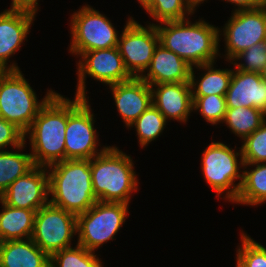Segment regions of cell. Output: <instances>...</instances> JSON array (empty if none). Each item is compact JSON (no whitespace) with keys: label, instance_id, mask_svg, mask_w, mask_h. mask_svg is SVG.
<instances>
[{"label":"cell","instance_id":"obj_1","mask_svg":"<svg viewBox=\"0 0 266 267\" xmlns=\"http://www.w3.org/2000/svg\"><path fill=\"white\" fill-rule=\"evenodd\" d=\"M160 44L173 51L191 67L217 61L220 53L219 27L199 17L156 25Z\"/></svg>","mask_w":266,"mask_h":267},{"label":"cell","instance_id":"obj_2","mask_svg":"<svg viewBox=\"0 0 266 267\" xmlns=\"http://www.w3.org/2000/svg\"><path fill=\"white\" fill-rule=\"evenodd\" d=\"M66 126L67 97L56 92L24 133V141L29 139V150L35 165L48 167L65 160Z\"/></svg>","mask_w":266,"mask_h":267},{"label":"cell","instance_id":"obj_3","mask_svg":"<svg viewBox=\"0 0 266 267\" xmlns=\"http://www.w3.org/2000/svg\"><path fill=\"white\" fill-rule=\"evenodd\" d=\"M90 169L97 201L129 204L139 191L134 160L116 145L90 159Z\"/></svg>","mask_w":266,"mask_h":267},{"label":"cell","instance_id":"obj_4","mask_svg":"<svg viewBox=\"0 0 266 267\" xmlns=\"http://www.w3.org/2000/svg\"><path fill=\"white\" fill-rule=\"evenodd\" d=\"M49 203L74 215L85 213L96 202L90 160L74 159L47 167Z\"/></svg>","mask_w":266,"mask_h":267},{"label":"cell","instance_id":"obj_5","mask_svg":"<svg viewBox=\"0 0 266 267\" xmlns=\"http://www.w3.org/2000/svg\"><path fill=\"white\" fill-rule=\"evenodd\" d=\"M22 72L21 69L0 71V117L25 133L56 91L47 89L39 100Z\"/></svg>","mask_w":266,"mask_h":267},{"label":"cell","instance_id":"obj_6","mask_svg":"<svg viewBox=\"0 0 266 267\" xmlns=\"http://www.w3.org/2000/svg\"><path fill=\"white\" fill-rule=\"evenodd\" d=\"M230 145L212 139L202 153L200 169L206 184L216 193V197L233 203L243 181L241 169L244 161L241 147L235 146L233 149Z\"/></svg>","mask_w":266,"mask_h":267},{"label":"cell","instance_id":"obj_7","mask_svg":"<svg viewBox=\"0 0 266 267\" xmlns=\"http://www.w3.org/2000/svg\"><path fill=\"white\" fill-rule=\"evenodd\" d=\"M67 97V126L65 130V160H90L109 146L101 145L96 118L89 98ZM93 112V113H92ZM99 141V142H98ZM101 148H98V147Z\"/></svg>","mask_w":266,"mask_h":267},{"label":"cell","instance_id":"obj_8","mask_svg":"<svg viewBox=\"0 0 266 267\" xmlns=\"http://www.w3.org/2000/svg\"><path fill=\"white\" fill-rule=\"evenodd\" d=\"M69 19L71 41L68 52L72 56L79 58L83 52L118 46L121 33L112 20L95 7L85 3Z\"/></svg>","mask_w":266,"mask_h":267},{"label":"cell","instance_id":"obj_9","mask_svg":"<svg viewBox=\"0 0 266 267\" xmlns=\"http://www.w3.org/2000/svg\"><path fill=\"white\" fill-rule=\"evenodd\" d=\"M129 204L97 201L77 215V244L96 252L115 236L130 215Z\"/></svg>","mask_w":266,"mask_h":267},{"label":"cell","instance_id":"obj_10","mask_svg":"<svg viewBox=\"0 0 266 267\" xmlns=\"http://www.w3.org/2000/svg\"><path fill=\"white\" fill-rule=\"evenodd\" d=\"M231 13L229 20L219 28V39L223 37L225 44V54L219 57H224L227 63L256 43L266 41V5Z\"/></svg>","mask_w":266,"mask_h":267},{"label":"cell","instance_id":"obj_11","mask_svg":"<svg viewBox=\"0 0 266 267\" xmlns=\"http://www.w3.org/2000/svg\"><path fill=\"white\" fill-rule=\"evenodd\" d=\"M77 216L48 203L36 211L31 239L49 256L74 246ZM74 239V240H73Z\"/></svg>","mask_w":266,"mask_h":267},{"label":"cell","instance_id":"obj_12","mask_svg":"<svg viewBox=\"0 0 266 267\" xmlns=\"http://www.w3.org/2000/svg\"><path fill=\"white\" fill-rule=\"evenodd\" d=\"M76 62L77 85L74 96L89 98L86 78L111 86L125 82L133 77L127 71L118 47L83 52Z\"/></svg>","mask_w":266,"mask_h":267},{"label":"cell","instance_id":"obj_13","mask_svg":"<svg viewBox=\"0 0 266 267\" xmlns=\"http://www.w3.org/2000/svg\"><path fill=\"white\" fill-rule=\"evenodd\" d=\"M123 28L117 47L129 74L140 78L149 67L160 43L156 25L146 23L143 26L129 15Z\"/></svg>","mask_w":266,"mask_h":267},{"label":"cell","instance_id":"obj_14","mask_svg":"<svg viewBox=\"0 0 266 267\" xmlns=\"http://www.w3.org/2000/svg\"><path fill=\"white\" fill-rule=\"evenodd\" d=\"M36 13L27 10L4 9L0 13V71L20 70L18 63L11 60L34 26ZM10 63V64H8Z\"/></svg>","mask_w":266,"mask_h":267},{"label":"cell","instance_id":"obj_15","mask_svg":"<svg viewBox=\"0 0 266 267\" xmlns=\"http://www.w3.org/2000/svg\"><path fill=\"white\" fill-rule=\"evenodd\" d=\"M0 199L11 207L38 211L49 203V174L47 167L35 165L17 178Z\"/></svg>","mask_w":266,"mask_h":267},{"label":"cell","instance_id":"obj_16","mask_svg":"<svg viewBox=\"0 0 266 267\" xmlns=\"http://www.w3.org/2000/svg\"><path fill=\"white\" fill-rule=\"evenodd\" d=\"M152 104L168 122L187 124L193 112L190 82L151 85Z\"/></svg>","mask_w":266,"mask_h":267},{"label":"cell","instance_id":"obj_17","mask_svg":"<svg viewBox=\"0 0 266 267\" xmlns=\"http://www.w3.org/2000/svg\"><path fill=\"white\" fill-rule=\"evenodd\" d=\"M108 87L127 129L152 104L151 87L141 78L133 77Z\"/></svg>","mask_w":266,"mask_h":267},{"label":"cell","instance_id":"obj_18","mask_svg":"<svg viewBox=\"0 0 266 267\" xmlns=\"http://www.w3.org/2000/svg\"><path fill=\"white\" fill-rule=\"evenodd\" d=\"M225 98L227 108L254 107L266 114V82L259 73L233 68Z\"/></svg>","mask_w":266,"mask_h":267},{"label":"cell","instance_id":"obj_19","mask_svg":"<svg viewBox=\"0 0 266 267\" xmlns=\"http://www.w3.org/2000/svg\"><path fill=\"white\" fill-rule=\"evenodd\" d=\"M190 71L191 66L188 63L159 43L149 67L140 78L150 86L161 83L190 82Z\"/></svg>","mask_w":266,"mask_h":267},{"label":"cell","instance_id":"obj_20","mask_svg":"<svg viewBox=\"0 0 266 267\" xmlns=\"http://www.w3.org/2000/svg\"><path fill=\"white\" fill-rule=\"evenodd\" d=\"M0 267H50V256L31 238L5 241L0 244Z\"/></svg>","mask_w":266,"mask_h":267},{"label":"cell","instance_id":"obj_21","mask_svg":"<svg viewBox=\"0 0 266 267\" xmlns=\"http://www.w3.org/2000/svg\"><path fill=\"white\" fill-rule=\"evenodd\" d=\"M216 62L191 67L190 85L192 96L226 95L233 69H218L215 66ZM197 71H201V75H195Z\"/></svg>","mask_w":266,"mask_h":267},{"label":"cell","instance_id":"obj_22","mask_svg":"<svg viewBox=\"0 0 266 267\" xmlns=\"http://www.w3.org/2000/svg\"><path fill=\"white\" fill-rule=\"evenodd\" d=\"M0 240L30 239L34 230L36 210L11 207L0 199Z\"/></svg>","mask_w":266,"mask_h":267},{"label":"cell","instance_id":"obj_23","mask_svg":"<svg viewBox=\"0 0 266 267\" xmlns=\"http://www.w3.org/2000/svg\"><path fill=\"white\" fill-rule=\"evenodd\" d=\"M234 203L252 207L266 203V163H244L243 181Z\"/></svg>","mask_w":266,"mask_h":267},{"label":"cell","instance_id":"obj_24","mask_svg":"<svg viewBox=\"0 0 266 267\" xmlns=\"http://www.w3.org/2000/svg\"><path fill=\"white\" fill-rule=\"evenodd\" d=\"M26 143L24 141L19 147L0 151V196L11 183L35 166L30 152H23L28 147Z\"/></svg>","mask_w":266,"mask_h":267},{"label":"cell","instance_id":"obj_25","mask_svg":"<svg viewBox=\"0 0 266 267\" xmlns=\"http://www.w3.org/2000/svg\"><path fill=\"white\" fill-rule=\"evenodd\" d=\"M266 121V114L254 107L227 108L224 124L230 133L242 142L247 136L259 129Z\"/></svg>","mask_w":266,"mask_h":267},{"label":"cell","instance_id":"obj_26","mask_svg":"<svg viewBox=\"0 0 266 267\" xmlns=\"http://www.w3.org/2000/svg\"><path fill=\"white\" fill-rule=\"evenodd\" d=\"M197 8L198 5L193 0H154L146 14L156 23H146L157 25L158 22L185 20L194 15Z\"/></svg>","mask_w":266,"mask_h":267},{"label":"cell","instance_id":"obj_27","mask_svg":"<svg viewBox=\"0 0 266 267\" xmlns=\"http://www.w3.org/2000/svg\"><path fill=\"white\" fill-rule=\"evenodd\" d=\"M167 124L163 114L151 104L128 129H135L139 147L144 149L162 135Z\"/></svg>","mask_w":266,"mask_h":267},{"label":"cell","instance_id":"obj_28","mask_svg":"<svg viewBox=\"0 0 266 267\" xmlns=\"http://www.w3.org/2000/svg\"><path fill=\"white\" fill-rule=\"evenodd\" d=\"M74 247L59 250L50 256V267H104L98 253L74 243Z\"/></svg>","mask_w":266,"mask_h":267},{"label":"cell","instance_id":"obj_29","mask_svg":"<svg viewBox=\"0 0 266 267\" xmlns=\"http://www.w3.org/2000/svg\"><path fill=\"white\" fill-rule=\"evenodd\" d=\"M192 100L193 112L200 113L207 124L216 126L223 123L227 111L225 95L192 96Z\"/></svg>","mask_w":266,"mask_h":267},{"label":"cell","instance_id":"obj_30","mask_svg":"<svg viewBox=\"0 0 266 267\" xmlns=\"http://www.w3.org/2000/svg\"><path fill=\"white\" fill-rule=\"evenodd\" d=\"M236 250V263L241 267H266V247L242 229Z\"/></svg>","mask_w":266,"mask_h":267},{"label":"cell","instance_id":"obj_31","mask_svg":"<svg viewBox=\"0 0 266 267\" xmlns=\"http://www.w3.org/2000/svg\"><path fill=\"white\" fill-rule=\"evenodd\" d=\"M229 63L234 69L260 74L266 64V41L256 43L237 54Z\"/></svg>","mask_w":266,"mask_h":267},{"label":"cell","instance_id":"obj_32","mask_svg":"<svg viewBox=\"0 0 266 267\" xmlns=\"http://www.w3.org/2000/svg\"><path fill=\"white\" fill-rule=\"evenodd\" d=\"M241 143L244 163H266V121Z\"/></svg>","mask_w":266,"mask_h":267},{"label":"cell","instance_id":"obj_33","mask_svg":"<svg viewBox=\"0 0 266 267\" xmlns=\"http://www.w3.org/2000/svg\"><path fill=\"white\" fill-rule=\"evenodd\" d=\"M24 143V133L13 123L0 117V151L19 147Z\"/></svg>","mask_w":266,"mask_h":267},{"label":"cell","instance_id":"obj_34","mask_svg":"<svg viewBox=\"0 0 266 267\" xmlns=\"http://www.w3.org/2000/svg\"><path fill=\"white\" fill-rule=\"evenodd\" d=\"M222 1L234 5L235 7L232 11L255 9L264 7L266 5V0H222Z\"/></svg>","mask_w":266,"mask_h":267},{"label":"cell","instance_id":"obj_35","mask_svg":"<svg viewBox=\"0 0 266 267\" xmlns=\"http://www.w3.org/2000/svg\"><path fill=\"white\" fill-rule=\"evenodd\" d=\"M40 0H11L9 9L27 10L38 14Z\"/></svg>","mask_w":266,"mask_h":267},{"label":"cell","instance_id":"obj_36","mask_svg":"<svg viewBox=\"0 0 266 267\" xmlns=\"http://www.w3.org/2000/svg\"><path fill=\"white\" fill-rule=\"evenodd\" d=\"M140 3V6L143 10H147L152 4L154 0H137Z\"/></svg>","mask_w":266,"mask_h":267},{"label":"cell","instance_id":"obj_37","mask_svg":"<svg viewBox=\"0 0 266 267\" xmlns=\"http://www.w3.org/2000/svg\"><path fill=\"white\" fill-rule=\"evenodd\" d=\"M261 78L266 82V64L264 66V69L261 71Z\"/></svg>","mask_w":266,"mask_h":267},{"label":"cell","instance_id":"obj_38","mask_svg":"<svg viewBox=\"0 0 266 267\" xmlns=\"http://www.w3.org/2000/svg\"><path fill=\"white\" fill-rule=\"evenodd\" d=\"M197 5L198 7L201 6V4H203L204 2H207V0H193Z\"/></svg>","mask_w":266,"mask_h":267}]
</instances>
